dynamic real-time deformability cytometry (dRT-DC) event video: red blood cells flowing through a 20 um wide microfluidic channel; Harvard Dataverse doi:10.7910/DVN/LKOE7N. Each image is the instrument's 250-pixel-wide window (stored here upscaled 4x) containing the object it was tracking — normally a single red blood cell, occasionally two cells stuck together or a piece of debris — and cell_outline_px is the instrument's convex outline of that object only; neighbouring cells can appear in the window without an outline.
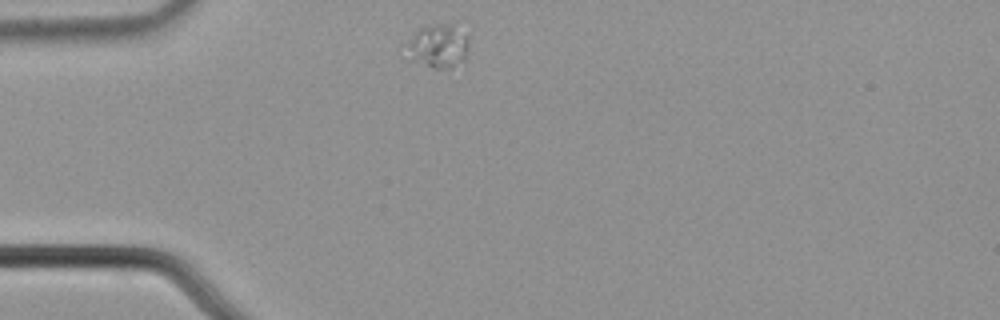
{"species": "common noctule bat (a hibernating species)", "species_latin": "Nyctalus noctula", "temperature_condition": "cold", "stored_images_in_passage": 42, "camera_frame_rate_fps": 3000, "um_per_image_px": 0.085, "animal": {"sex": "male", "body_mass_g": 21.5, "forearm_length_mm": 52.0}, "frame": {"image": 1, "passage_image": 1, "time_ms": 0.0, "image_size_px": [1000, 320], "cell_outline_px": [[468, 48], [464, 60], [452, 68], [432, 68], [408, 60], [400, 44], [416, 28], [428, 24], [456, 20], [460, 20], [468, 36]], "centroid_in_image_um": [37.17, 3.81], "position_along_channel_um": 47.8, "area_um2": 17.98}}
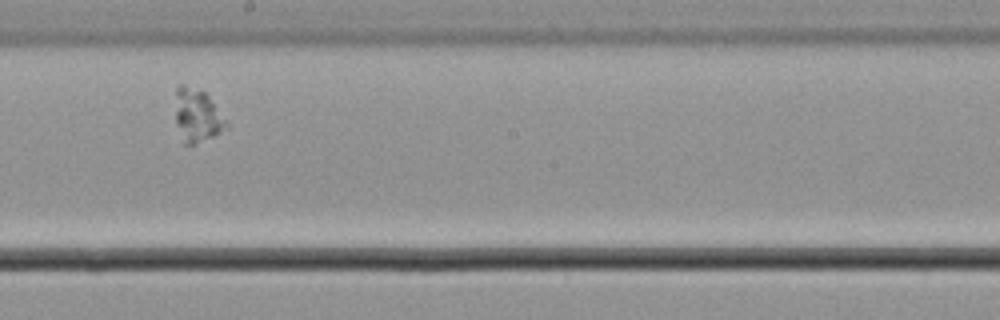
{"frame": {"image": 2, "passage_image": 18, "time_ms": 5.667, "image_size_px": [1000, 320], "cell_outline_px": [[228, 128], [196, 144], [184, 144], [176, 124], [176, 88], [180, 84], [184, 84], [204, 92], [208, 96], [228, 124]], "centroid_in_image_um": [16.74, 9.83], "position_along_channel_um": 231.5, "area_um2": 15.43}}
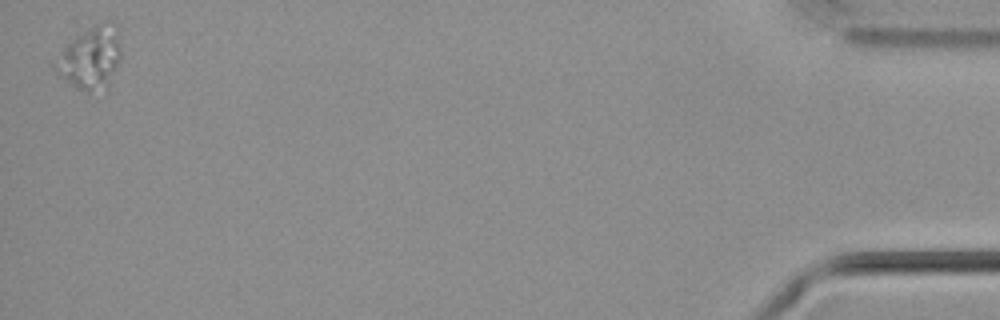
{"frame": {"image": 3, "passage_image": 42, "time_ms": 13.667, "image_size_px": [1000, 320], "cell_outline_px": [[120, 60], [108, 84], [88, 92], [76, 88], [56, 72], [52, 64], [64, 48], [68, 44], [96, 24], [100, 24], [116, 36], [120, 48]], "centroid_in_image_um": [7.61, 5.04], "position_along_channel_um": 427.6, "area_um2": 21.85}}